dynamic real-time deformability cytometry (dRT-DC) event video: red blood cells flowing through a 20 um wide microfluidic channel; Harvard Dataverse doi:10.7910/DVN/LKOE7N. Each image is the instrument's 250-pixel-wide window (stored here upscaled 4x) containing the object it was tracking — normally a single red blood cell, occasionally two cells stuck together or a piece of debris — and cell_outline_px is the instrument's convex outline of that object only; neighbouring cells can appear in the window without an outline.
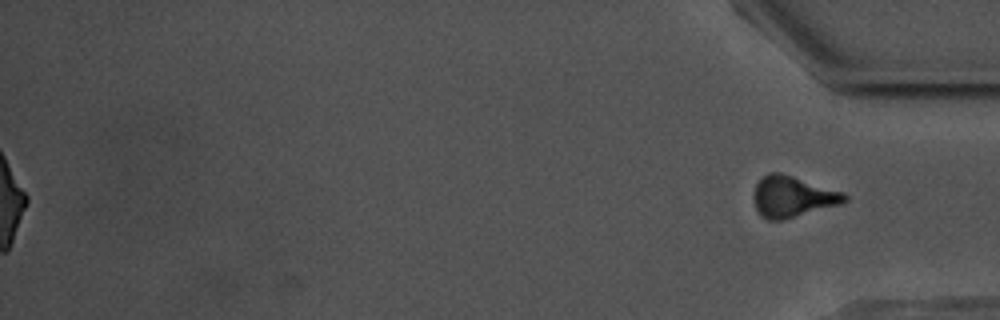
{"species": "common noctule bat (a hibernating species)", "species_latin": "Nyctalus noctula", "temperature_condition": "warm", "stored_images_in_passage": 58, "segment_of_instrument_passage": [2, 2], "camera_frame_rate_fps": 3000, "um_per_image_px": 0.085, "animal": {"sex": "male", "body_mass_g": 17.5, "forearm_length_mm": 52.3}, "frame": {"image": 1, "passage_image": 58, "time_ms": 19.0, "image_size_px": [1000, 320], "cell_outline_px": [[848, 200], [840, 204], [780, 220], [768, 220], [760, 216], [756, 208], [752, 196], [756, 184], [768, 172], [780, 172], [844, 192], [848, 196]], "centroid_in_image_um": [67.35, 16.7], "position_along_channel_um": 367.9, "area_um2": 21.62}}